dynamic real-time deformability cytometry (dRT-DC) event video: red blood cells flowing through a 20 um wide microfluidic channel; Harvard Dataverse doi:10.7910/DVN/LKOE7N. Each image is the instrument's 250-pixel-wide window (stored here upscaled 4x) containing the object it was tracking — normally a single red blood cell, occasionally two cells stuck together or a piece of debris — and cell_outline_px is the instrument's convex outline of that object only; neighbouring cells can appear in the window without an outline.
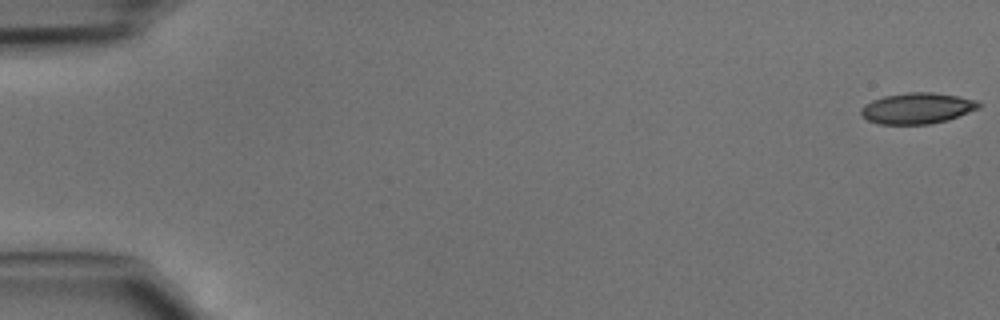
{"species": "common noctule bat (a hibernating species)", "species_latin": "Nyctalus noctula", "temperature_condition": "cold", "stored_images_in_passage": 46, "camera_frame_rate_fps": 3000, "um_per_image_px": 0.085, "animal": {"sex": "male", "body_mass_g": 15.6}, "frame": {"image": 1, "passage_image": 1, "time_ms": 0.0, "image_size_px": [1000, 320], "cell_outline_px": [[980, 108], [948, 120], [928, 124], [880, 124], [868, 120], [860, 112], [860, 108], [864, 104], [872, 100], [884, 96], [908, 92], [932, 92], [956, 96], [976, 100], [980, 104]], "centroid_in_image_um": [77.95, 9.2], "position_along_channel_um": 7.1, "area_um2": 21.15}}
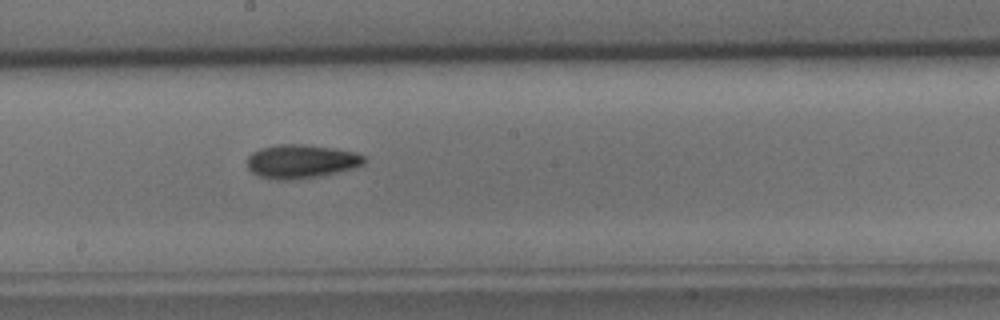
{"frame": {"image": 2, "passage_image": 26, "time_ms": 8.333, "image_size_px": [1000, 320], "cell_outline_px": [[368, 160], [364, 164], [352, 168], [320, 176], [292, 180], [280, 180], [260, 176], [252, 172], [248, 168], [248, 156], [252, 152], [260, 148], [280, 144], [304, 144], [332, 148], [356, 152], [364, 156]], "centroid_in_image_um": [25.61, 13.71], "position_along_channel_um": 222.6, "area_um2": 22.95}}
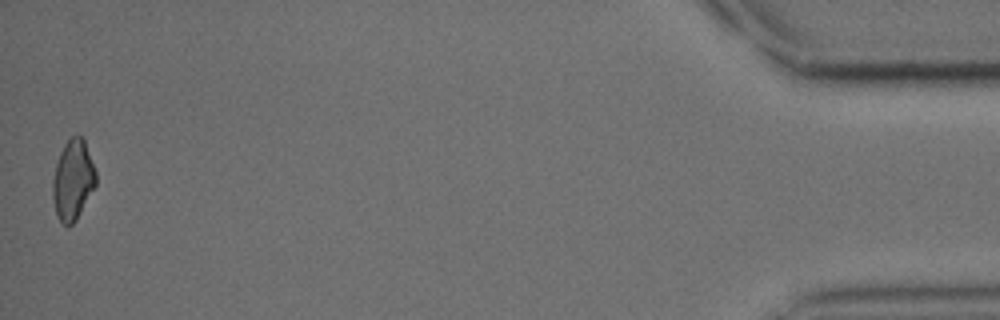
{"frame": {"image": 3, "passage_image": 46, "time_ms": 15.0, "image_size_px": [1000, 320], "cell_outline_px": [[96, 184], [76, 220], [68, 228], [56, 216], [52, 196], [52, 180], [56, 164], [60, 152], [64, 144], [76, 132], [84, 140], [96, 172]], "centroid_in_image_um": [6.18, 15.3], "position_along_channel_um": 429.0, "area_um2": 20.17}}